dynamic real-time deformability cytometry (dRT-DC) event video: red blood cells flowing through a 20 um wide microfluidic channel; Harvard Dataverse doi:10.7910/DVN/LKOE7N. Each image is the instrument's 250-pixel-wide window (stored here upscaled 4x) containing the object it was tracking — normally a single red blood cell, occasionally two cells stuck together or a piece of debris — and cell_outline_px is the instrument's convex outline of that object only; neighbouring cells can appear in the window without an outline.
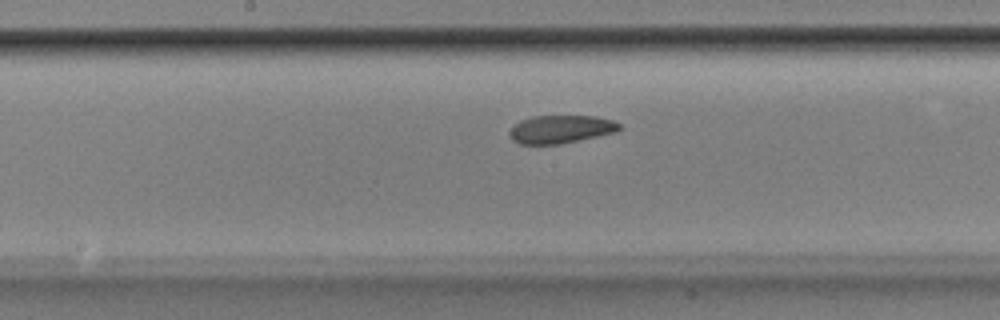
{"species": "Egyptian fruit bat (a non-hibernating species)", "species_latin": "Rousettus aegyptiacus", "temperature_condition": "room temperature", "stored_images_in_passage": 47, "camera_frame_rate_fps": 3000, "um_per_image_px": 0.085, "animal": {"sex": "male"}, "frame": {"image": 1, "passage_image": 22, "time_ms": 7.0, "image_size_px": [1000, 320], "cell_outline_px": [[624, 128], [616, 132], [560, 144], [520, 144], [512, 140], [512, 128], [520, 120], [532, 116], [596, 116], [612, 120], [620, 124]], "centroid_in_image_um": [47.72, 10.98], "position_along_channel_um": 200.5, "area_um2": 17.8}}
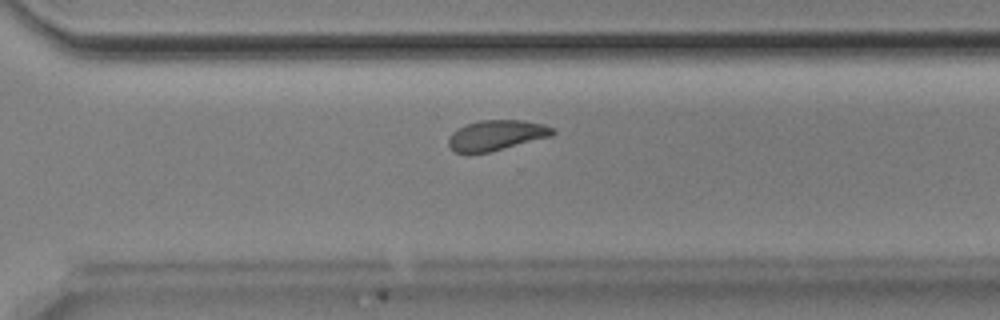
{"frame": {"image": 2, "passage_image": 32, "time_ms": 10.333, "image_size_px": [1000, 320], "cell_outline_px": [[556, 132], [552, 136], [488, 152], [456, 152], [448, 144], [448, 140], [452, 132], [456, 128], [480, 120], [524, 120], [544, 124], [556, 128]], "centroid_in_image_um": [42.24, 11.47], "position_along_channel_um": 328.4, "area_um2": 18.26}}
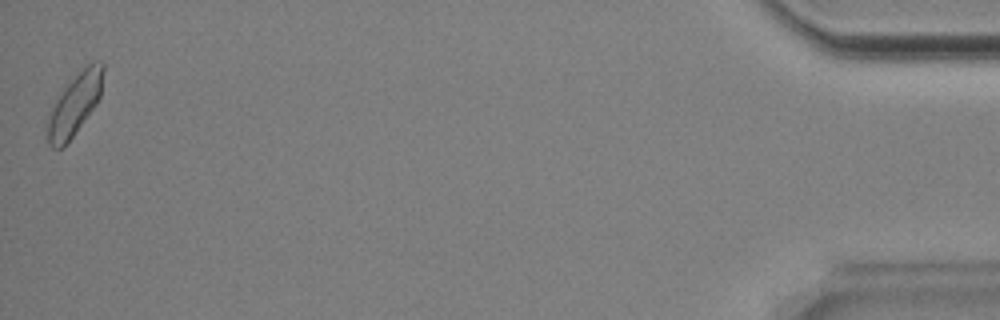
{"frame": {"image": 3, "passage_image": 47, "time_ms": 15.333, "image_size_px": [1000, 320], "cell_outline_px": [[104, 72], [100, 96], [96, 104], [72, 136], [60, 148], [52, 148], [48, 144], [48, 120], [52, 108], [56, 100], [64, 88], [92, 60], [100, 60], [104, 64]], "centroid_in_image_um": [6.39, 8.83], "position_along_channel_um": 428.8, "area_um2": 19.25}, "authors_computed_cell_mechanics": {"area_um2": 18.8428, "velocity_mm_per_s": 3.8475, "shape_relaxation_time_tau1_ms": 9.8044, "shape_relaxation_time_tau2_ms": 1.842, "deformation_change_tau1": 0.1449, "deformation_change_tau2": 0.0778}}